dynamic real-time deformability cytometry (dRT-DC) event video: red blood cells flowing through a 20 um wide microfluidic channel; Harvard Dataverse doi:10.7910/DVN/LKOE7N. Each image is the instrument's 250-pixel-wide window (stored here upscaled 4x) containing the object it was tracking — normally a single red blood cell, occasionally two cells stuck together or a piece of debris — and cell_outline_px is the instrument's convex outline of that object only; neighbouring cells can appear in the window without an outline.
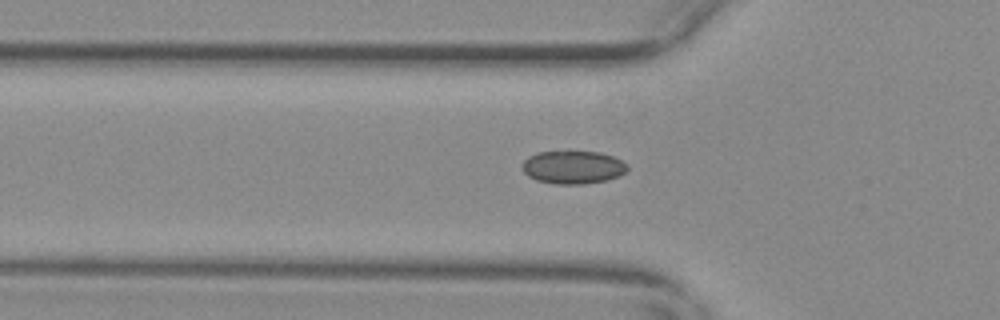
{"species": "common noctule bat (a hibernating species)", "species_latin": "Nyctalus noctula", "temperature_condition": "warm", "stored_images_in_passage": 37, "camera_frame_rate_fps": 3000, "um_per_image_px": 0.085, "animal": {"sex": "female", "body_mass_g": 29.2, "forearm_length_mm": 56.3}, "frame": {"image": 1, "passage_image": 7, "time_ms": 2.0, "image_size_px": [1000, 320], "cell_outline_px": [[628, 168], [620, 176], [604, 180], [584, 184], [552, 184], [536, 180], [528, 176], [520, 168], [520, 164], [528, 156], [540, 152], [600, 152], [612, 156], [628, 164]], "centroid_in_image_um": [48.66, 14.22], "position_along_channel_um": 77.1, "area_um2": 20.29}}
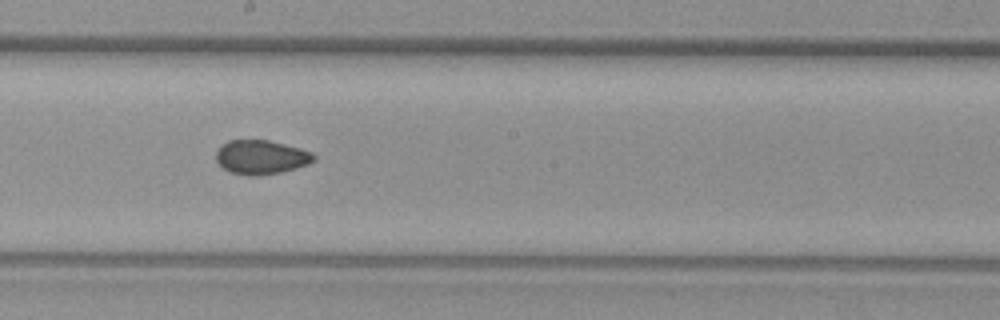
{"frame": {"image": 2, "passage_image": 19, "time_ms": 6.0, "image_size_px": [1000, 320], "cell_outline_px": [[316, 160], [308, 164], [296, 168], [280, 172], [256, 176], [248, 176], [228, 172], [216, 160], [216, 152], [228, 140], [268, 140], [300, 148], [312, 152], [316, 156]], "centroid_in_image_um": [22.21, 13.37], "position_along_channel_um": 226.0, "area_um2": 19.42}}
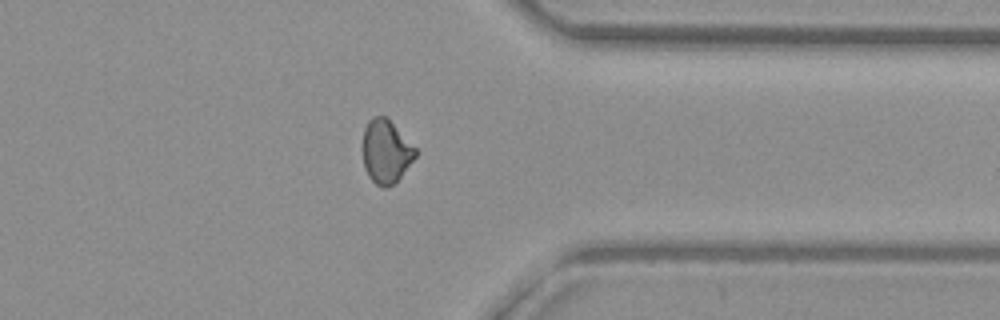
{"frame": {"image": 3, "passage_image": 32, "time_ms": 10.333, "image_size_px": [1000, 320], "cell_outline_px": [[416, 156], [400, 176], [388, 188], [384, 188], [376, 184], [368, 176], [364, 168], [364, 128], [368, 120], [372, 116], [384, 116], [416, 148]], "centroid_in_image_um": [32.79, 12.89], "position_along_channel_um": 378.6, "area_um2": 18.96}, "authors_computed_cell_mechanics": {"area_um2": 19.5942, "velocity_mm_per_s": 3.707, "shape_relaxation_time_tau1_ms": null, "shape_relaxation_time_tau2_ms": 1.7905, "deformation_change_tau1": null, "deformation_change_tau2": 0.0467}}